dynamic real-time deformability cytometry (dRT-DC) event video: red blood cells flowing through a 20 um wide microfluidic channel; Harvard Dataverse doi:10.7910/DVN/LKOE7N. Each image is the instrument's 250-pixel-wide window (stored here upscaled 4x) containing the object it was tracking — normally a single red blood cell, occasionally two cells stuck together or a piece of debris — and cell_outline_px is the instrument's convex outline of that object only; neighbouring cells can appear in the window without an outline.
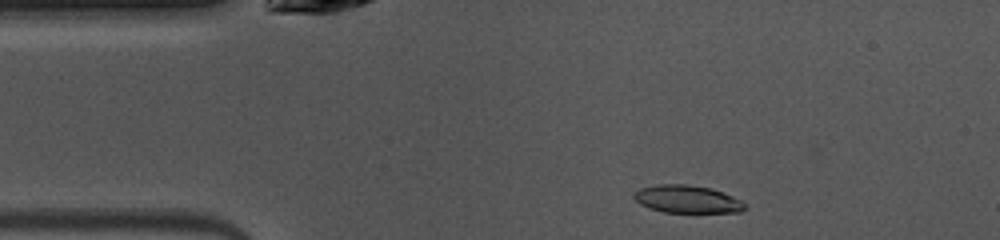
{"species": "common noctule bat (a hibernating species)", "species_latin": "Nyctalus noctula", "temperature_condition": "warm", "stored_images_in_passage": 42, "camera_frame_rate_fps": 3000, "um_per_image_px": 0.085, "animal": {"sex": "female", "body_mass_g": 10.0, "forearm_length_mm": 53.1}, "frame": {"image": 1, "passage_image": 2, "time_ms": 0.333, "image_size_px": [1000, 240], "cell_outline_px": [[744, 208], [740, 212], [664, 212], [648, 208], [640, 204], [632, 196], [640, 188], [656, 184], [688, 184], [712, 188], [732, 196], [740, 200], [744, 204]], "centroid_in_image_um": [58.37, 16.92], "position_along_channel_um": 26.6, "area_um2": 17.8}}
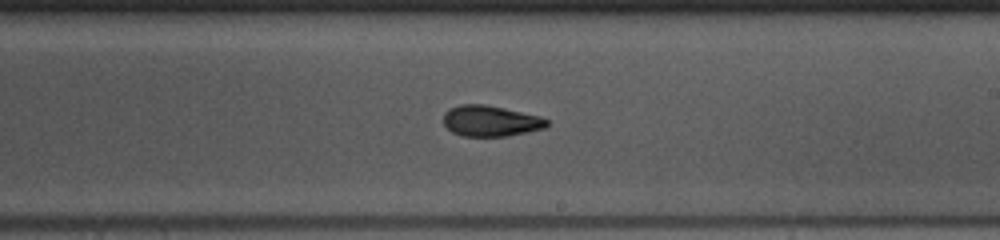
{"frame": {"image": 2, "passage_image": 21, "time_ms": 6.667, "image_size_px": [1000, 240], "cell_outline_px": [[548, 124], [544, 128], [528, 132], [508, 136], [464, 136], [452, 132], [444, 124], [444, 112], [448, 108], [460, 104], [484, 104], [540, 116], [548, 120]], "centroid_in_image_um": [41.68, 10.28], "position_along_channel_um": 247.3, "area_um2": 18.55}}
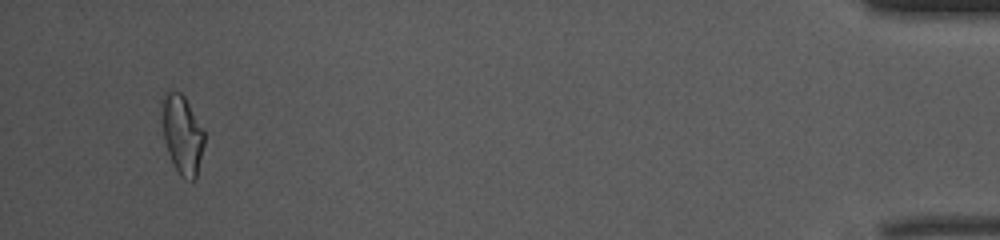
{"frame": {"image": 3, "passage_image": 40, "time_ms": 13.0, "image_size_px": [1000, 240], "cell_outline_px": [[204, 144], [196, 180], [184, 180], [180, 176], [172, 164], [164, 140], [160, 104], [160, 100], [164, 92], [168, 88], [180, 92], [184, 96], [204, 132]], "centroid_in_image_um": [15.45, 11.41], "position_along_channel_um": 419.8, "area_um2": 19.88}, "authors_computed_cell_mechanics": {"area_um2": 18.7272, "velocity_mm_per_s": 4.0733, "shape_relaxation_time_tau1_ms": 4.7287, "shape_relaxation_time_tau2_ms": 1.4322, "deformation_change_tau1": 0.1731, "deformation_change_tau2": 0.0797}}